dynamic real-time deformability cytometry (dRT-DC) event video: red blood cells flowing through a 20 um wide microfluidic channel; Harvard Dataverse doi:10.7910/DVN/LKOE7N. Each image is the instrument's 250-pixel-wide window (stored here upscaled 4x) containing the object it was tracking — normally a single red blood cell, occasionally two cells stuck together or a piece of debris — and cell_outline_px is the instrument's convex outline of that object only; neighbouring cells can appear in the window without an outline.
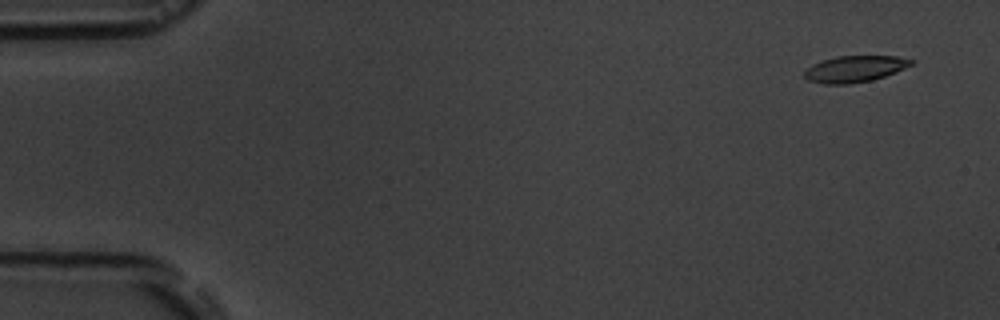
{"species": "common noctule bat (a hibernating species)", "species_latin": "Nyctalus noctula", "temperature_condition": "room temperature", "stored_images_in_passage": 5, "segment_of_instrument_passage": [1, 2], "camera_frame_rate_fps": 3000, "um_per_image_px": 0.085, "animal": {"sex": "male", "body_mass_g": 19.5, "forearm_length_mm": 54.6}, "frame": {"image": 1, "passage_image": 1, "time_ms": 0.0, "image_size_px": [1000, 320], "cell_outline_px": [[916, 60], [912, 64], [904, 68], [884, 76], [872, 80], [848, 84], [824, 84], [808, 80], [804, 76], [804, 72], [812, 64], [836, 56], [896, 56]], "centroid_in_image_um": [72.65, 5.85], "position_along_channel_um": 12.4, "area_um2": 16.3}}
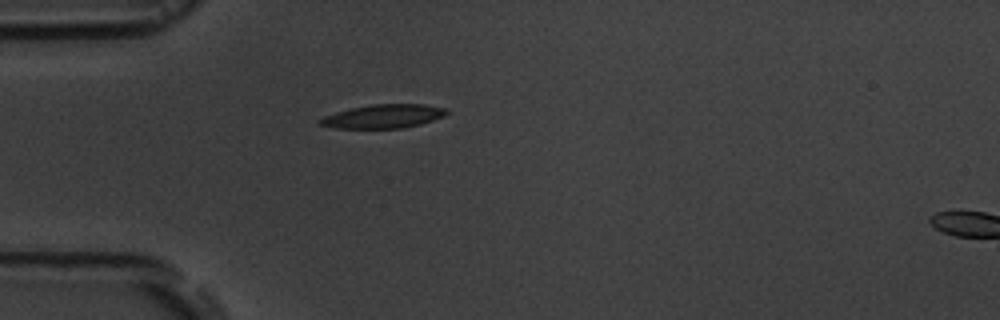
{"frame": {"image": 2, "passage_image": 4, "time_ms": 4.333, "image_size_px": [1000, 320], "cell_outline_px": [[448, 112], [444, 116], [420, 124], [404, 128], [336, 128], [320, 124], [316, 120], [324, 116], [336, 112], [352, 108], [372, 104], [424, 104], [444, 108]], "centroid_in_image_um": [32.57, 9.88], "position_along_channel_um": 52.4, "area_um2": 17.34}}